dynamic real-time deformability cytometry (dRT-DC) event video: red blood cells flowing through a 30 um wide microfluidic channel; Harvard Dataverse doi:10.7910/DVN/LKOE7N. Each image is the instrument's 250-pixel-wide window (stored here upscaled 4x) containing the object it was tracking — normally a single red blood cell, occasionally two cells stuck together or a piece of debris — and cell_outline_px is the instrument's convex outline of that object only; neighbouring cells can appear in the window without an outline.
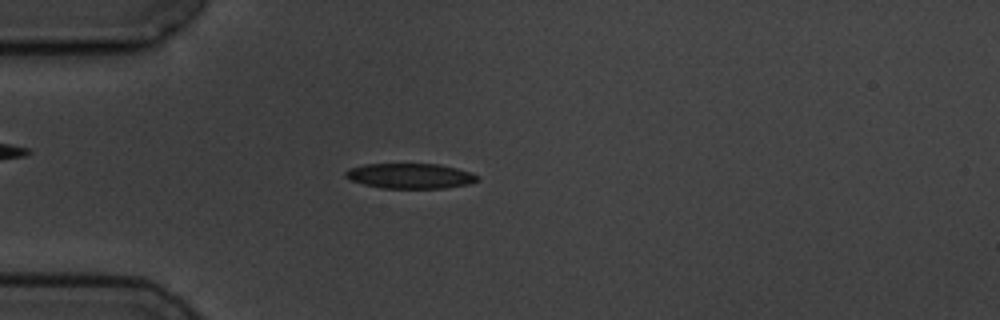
{"species": "common noctule bat (a hibernating species)", "species_latin": "Nyctalus noctula", "temperature_condition": "cold", "stored_images_in_passage": 3, "camera_frame_rate_fps": 3000, "um_per_image_px": 0.085, "animal": {"sex": "male", "body_mass_g": 19.5, "forearm_length_mm": 54.6}, "frame": {"image": 1, "passage_image": 3, "time_ms": 3.0, "image_size_px": [1000, 320], "cell_outline_px": [[480, 180], [468, 184], [444, 188], [380, 188], [364, 184], [352, 180], [344, 176], [344, 172], [348, 168], [364, 164], [440, 164], [472, 172], [480, 176]], "centroid_in_image_um": [34.88, 14.95], "position_along_channel_um": 50.1, "area_um2": 19.48}}